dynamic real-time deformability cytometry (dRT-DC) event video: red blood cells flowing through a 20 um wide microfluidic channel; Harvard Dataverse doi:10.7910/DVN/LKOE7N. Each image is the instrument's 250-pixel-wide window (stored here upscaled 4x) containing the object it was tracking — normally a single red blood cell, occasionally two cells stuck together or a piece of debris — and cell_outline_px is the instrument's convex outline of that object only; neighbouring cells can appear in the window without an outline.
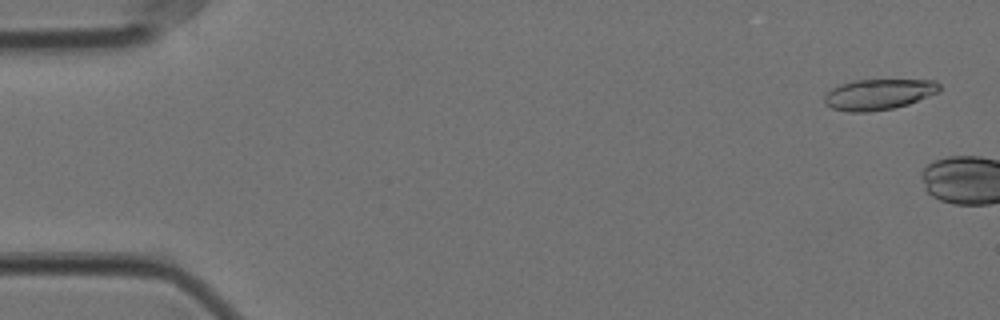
{"species": "Egyptian fruit bat (a non-hibernating species)", "species_latin": "Rousettus aegyptiacus", "temperature_condition": "cold", "stored_images_in_passage": 5, "camera_frame_rate_fps": 3000, "um_per_image_px": 0.085, "animal": {"sex": "female"}, "frame": {"image": 1, "passage_image": 2, "time_ms": 0.333, "image_size_px": [1000, 320], "cell_outline_px": [[940, 92], [908, 104], [892, 108], [868, 112], [848, 112], [832, 108], [824, 104], [824, 96], [832, 88], [840, 84], [852, 80], [936, 80], [940, 84]], "centroid_in_image_um": [74.68, 8.02], "position_along_channel_um": 10.3, "area_um2": 20.69}}